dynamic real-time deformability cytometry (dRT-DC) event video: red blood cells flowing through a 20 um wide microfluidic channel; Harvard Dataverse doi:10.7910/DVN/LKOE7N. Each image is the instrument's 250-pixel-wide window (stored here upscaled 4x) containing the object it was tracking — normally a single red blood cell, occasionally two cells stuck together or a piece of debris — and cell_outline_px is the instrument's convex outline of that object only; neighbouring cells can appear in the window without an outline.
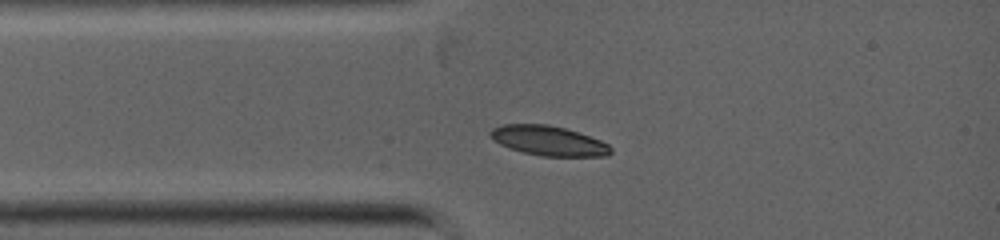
{"species": "common noctule bat (a hibernating species)", "species_latin": "Nyctalus noctula", "temperature_condition": "warm", "stored_images_in_passage": 2, "camera_frame_rate_fps": 5000, "um_per_image_px": 0.085, "animal": {"sex": "female", "body_mass_g": 19.0, "forearm_length_mm": 53.3}, "frame": {"image": 1, "passage_image": 1, "time_ms": 0.0, "image_size_px": [1000, 240], "cell_outline_px": [[612, 152], [608, 156], [540, 156], [524, 152], [500, 144], [492, 140], [488, 132], [492, 128], [504, 124], [548, 124], [564, 128], [600, 140], [608, 144], [612, 148]], "centroid_in_image_um": [46.61, 11.96], "position_along_channel_um": 38.4, "area_um2": 20.75}}